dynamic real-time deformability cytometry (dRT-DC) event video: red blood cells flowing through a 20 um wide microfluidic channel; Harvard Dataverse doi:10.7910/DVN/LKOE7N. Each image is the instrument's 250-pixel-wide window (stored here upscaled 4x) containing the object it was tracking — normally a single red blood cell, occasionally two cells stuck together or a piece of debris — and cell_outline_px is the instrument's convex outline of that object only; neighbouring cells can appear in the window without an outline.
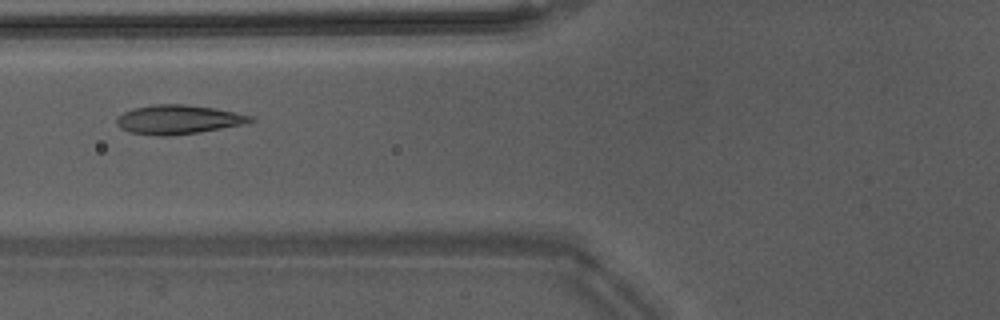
{"species": "Egyptian fruit bat (a non-hibernating species)", "species_latin": "Rousettus aegyptiacus", "temperature_condition": "warm", "stored_images_in_passage": 33, "camera_frame_rate_fps": 3000, "um_per_image_px": 0.085, "animal": {"sex": "male"}, "frame": {"image": 1, "passage_image": 5, "time_ms": 1.333, "image_size_px": [1000, 320], "cell_outline_px": [[256, 120], [240, 124], [220, 128], [196, 132], [168, 136], [160, 136], [132, 132], [120, 128], [116, 124], [116, 120], [124, 112], [132, 108], [156, 104], [184, 104], [216, 108], [252, 116]], "centroid_in_image_um": [15.12, 10.15], "position_along_channel_um": 110.7, "area_um2": 22.31}}
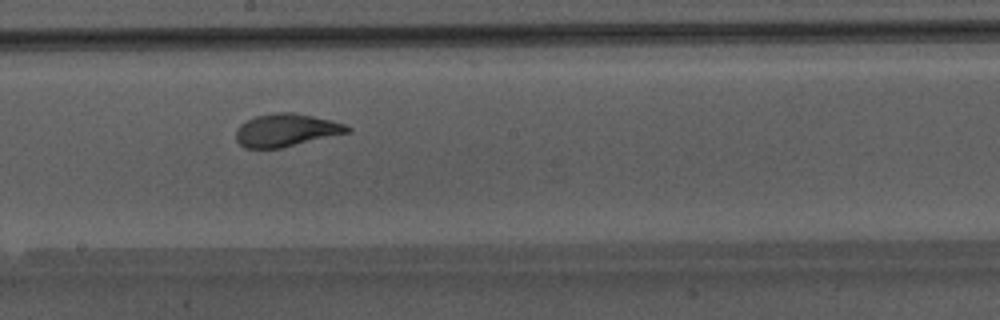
{"frame": {"image": 2, "passage_image": 13, "time_ms": 4.0, "image_size_px": [1000, 320], "cell_outline_px": [[352, 132], [280, 148], [244, 148], [236, 140], [236, 132], [240, 124], [244, 120], [256, 116], [276, 112], [292, 112], [332, 120], [344, 124], [352, 128]], "centroid_in_image_um": [24.33, 11.06], "position_along_channel_um": 223.9, "area_um2": 21.39}}
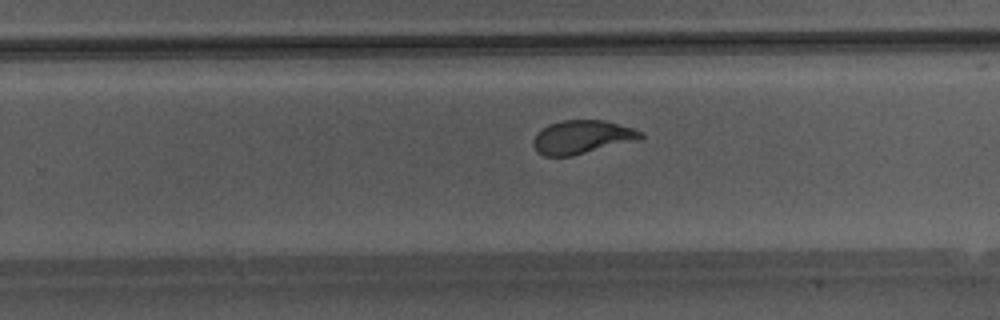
{"frame": {"image": 3, "passage_image": 17, "time_ms": 5.333, "image_size_px": [1000, 320], "cell_outline_px": [[644, 136], [636, 140], [572, 156], [544, 156], [536, 152], [532, 144], [532, 140], [548, 124], [564, 120], [604, 120], [632, 128], [644, 132]], "centroid_in_image_um": [49.45, 11.65], "position_along_channel_um": 280.3, "area_um2": 20.75}, "authors_computed_cell_mechanics": {"area_um2": 21.6172, "velocity_mm_per_s": 4.2569, "shape_relaxation_time_tau1_ms": 3.7369, "shape_relaxation_time_tau2_ms": 0.6586, "deformation_change_tau1": 0.1772, "deformation_change_tau2": 0.0687}}